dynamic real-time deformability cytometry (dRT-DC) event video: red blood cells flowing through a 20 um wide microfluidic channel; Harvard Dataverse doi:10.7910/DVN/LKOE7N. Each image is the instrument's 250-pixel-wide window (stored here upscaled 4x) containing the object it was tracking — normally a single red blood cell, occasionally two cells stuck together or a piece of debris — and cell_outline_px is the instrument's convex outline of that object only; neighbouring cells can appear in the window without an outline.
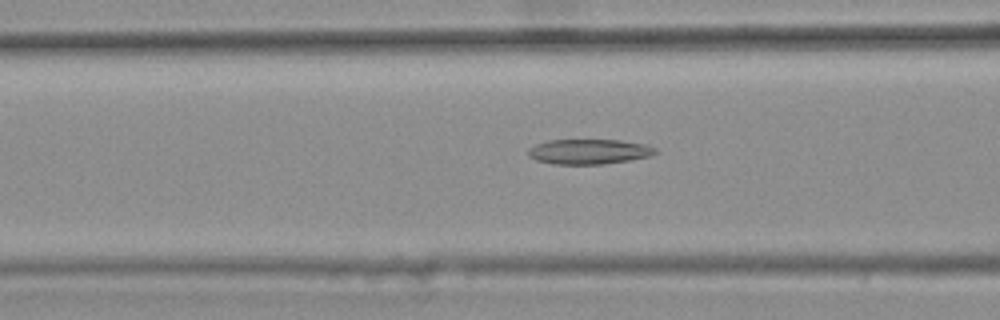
{"species": "common noctule bat (a hibernating species)", "species_latin": "Nyctalus noctula", "temperature_condition": "warm", "stored_images_in_passage": 42, "camera_frame_rate_fps": 3000, "um_per_image_px": 0.085, "animal": {"sex": "female", "body_mass_g": 25.1}, "frame": {"image": 1, "passage_image": 15, "time_ms": 4.667, "image_size_px": [1000, 320], "cell_outline_px": [[660, 152], [648, 156], [628, 160], [604, 164], [552, 164], [536, 160], [528, 156], [528, 148], [536, 144], [548, 140], [620, 140], [644, 144], [656, 148]], "centroid_in_image_um": [50.04, 12.88], "position_along_channel_um": 116.6, "area_um2": 18.55}}
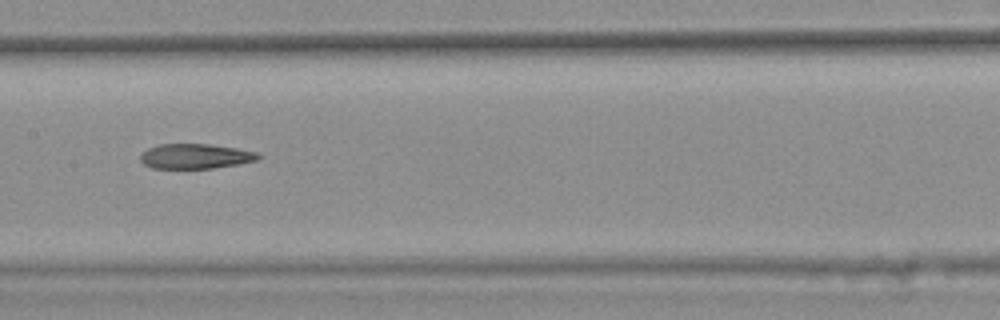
{"frame": {"image": 2, "passage_image": 21, "time_ms": 6.667, "image_size_px": [1000, 320], "cell_outline_px": [[264, 156], [260, 160], [240, 164], [212, 168], [152, 168], [144, 164], [140, 160], [140, 152], [148, 148], [160, 144], [208, 144], [236, 148], [260, 152]], "centroid_in_image_um": [16.67, 13.28], "position_along_channel_um": 190.7, "area_um2": 17.4}}
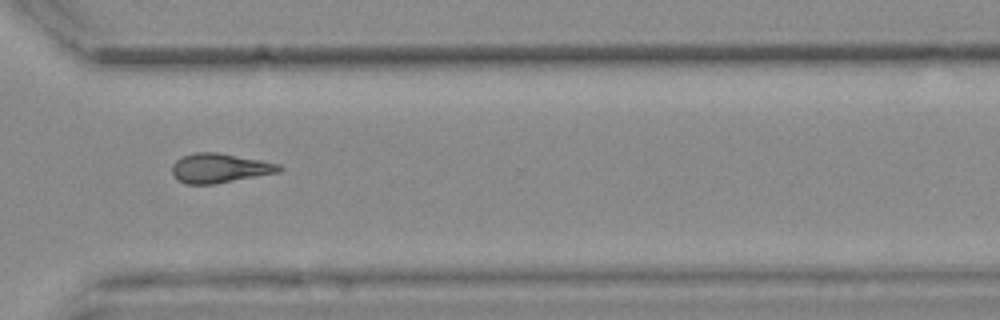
{"frame": {"image": 3, "passage_image": 34, "time_ms": 11.0, "image_size_px": [1000, 320], "cell_outline_px": [[284, 168], [280, 172], [212, 184], [184, 184], [172, 172], [172, 164], [176, 160], [192, 152], [216, 152], [260, 160], [280, 164]], "centroid_in_image_um": [18.68, 14.28], "position_along_channel_um": 351.9, "area_um2": 18.15}, "authors_computed_cell_mechanics": {"area_um2": 18.1781, "velocity_mm_per_s": 3.7149, "shape_relaxation_time_tau1_ms": null, "shape_relaxation_time_tau2_ms": 6.319, "deformation_change_tau1": null, "deformation_change_tau2": 0.1836}}